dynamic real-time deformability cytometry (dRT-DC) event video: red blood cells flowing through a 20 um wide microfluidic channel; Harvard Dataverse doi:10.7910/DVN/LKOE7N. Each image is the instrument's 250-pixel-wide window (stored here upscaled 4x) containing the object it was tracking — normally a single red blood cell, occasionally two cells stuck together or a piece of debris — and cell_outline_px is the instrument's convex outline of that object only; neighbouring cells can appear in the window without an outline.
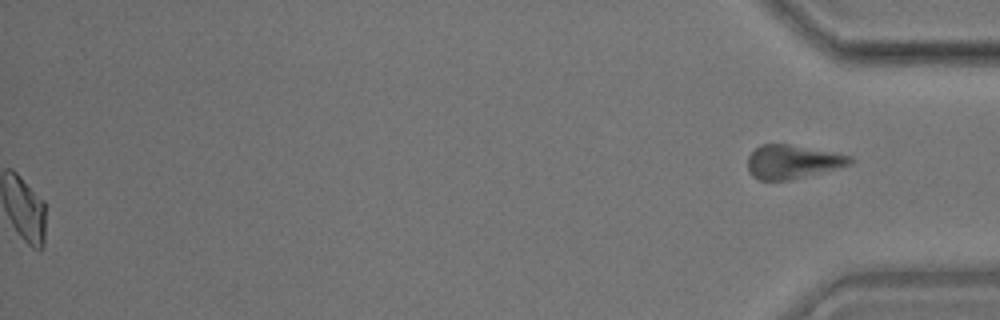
{"species": "common noctule bat (a hibernating species)", "species_latin": "Nyctalus noctula", "temperature_condition": "room temperature", "stored_images_in_passage": 48, "segment_of_instrument_passage": [2, 2], "camera_frame_rate_fps": 3000, "um_per_image_px": 0.085, "animal": {"sex": "male", "body_mass_g": 17.9}, "frame": {"image": 1, "passage_image": 48, "time_ms": 15.667, "image_size_px": [1000, 320], "cell_outline_px": [[852, 164], [788, 180], [760, 180], [752, 176], [748, 168], [748, 156], [760, 144], [788, 144], [832, 152], [852, 156]], "centroid_in_image_um": [67.33, 13.74], "position_along_channel_um": 367.9, "area_um2": 19.77}}